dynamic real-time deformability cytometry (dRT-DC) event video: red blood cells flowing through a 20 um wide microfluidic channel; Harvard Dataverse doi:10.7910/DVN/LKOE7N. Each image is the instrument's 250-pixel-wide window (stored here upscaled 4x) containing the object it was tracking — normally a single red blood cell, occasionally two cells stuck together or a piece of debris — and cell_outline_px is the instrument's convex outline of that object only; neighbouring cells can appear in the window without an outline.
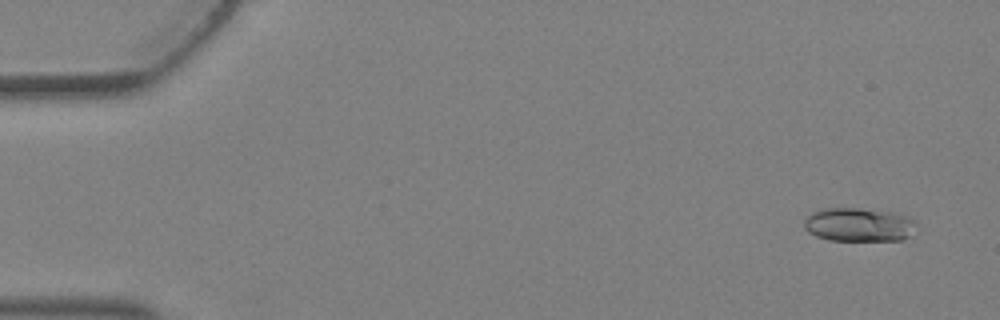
{"species": "Egyptian fruit bat (a non-hibernating species)", "species_latin": "Rousettus aegyptiacus", "temperature_condition": "warm", "stored_images_in_passage": 4, "camera_frame_rate_fps": 3000, "um_per_image_px": 0.085, "animal": {"sex": "female"}, "frame": {"image": 1, "passage_image": 1, "time_ms": 0.0, "image_size_px": [1000, 320], "cell_outline_px": [[916, 224], [912, 236], [900, 240], [828, 240], [816, 236], [808, 232], [804, 228], [804, 220], [812, 212], [824, 208], [860, 208], [892, 212], [908, 216], [916, 220]], "centroid_in_image_um": [73.02, 19.09], "position_along_channel_um": 12.0, "area_um2": 22.25}}
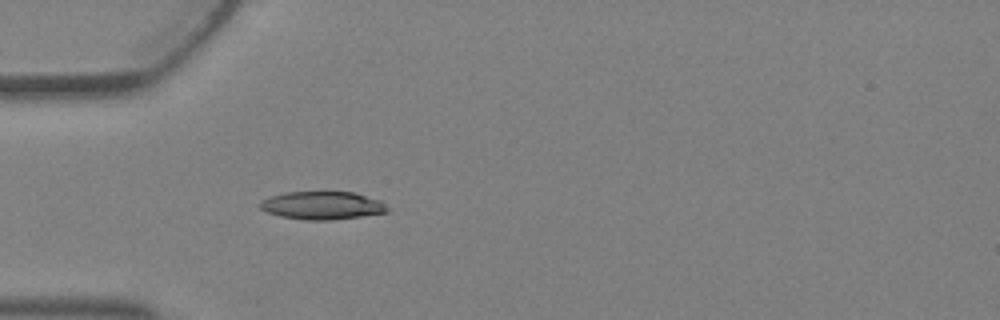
{"frame": {"image": 2, "passage_image": 4, "time_ms": 1.0, "image_size_px": [1000, 320], "cell_outline_px": [[388, 212], [360, 216], [328, 220], [308, 220], [280, 216], [268, 212], [260, 208], [260, 200], [284, 192], [356, 192], [380, 200], [388, 208]], "centroid_in_image_um": [27.39, 17.45], "position_along_channel_um": 57.6, "area_um2": 20.63}}